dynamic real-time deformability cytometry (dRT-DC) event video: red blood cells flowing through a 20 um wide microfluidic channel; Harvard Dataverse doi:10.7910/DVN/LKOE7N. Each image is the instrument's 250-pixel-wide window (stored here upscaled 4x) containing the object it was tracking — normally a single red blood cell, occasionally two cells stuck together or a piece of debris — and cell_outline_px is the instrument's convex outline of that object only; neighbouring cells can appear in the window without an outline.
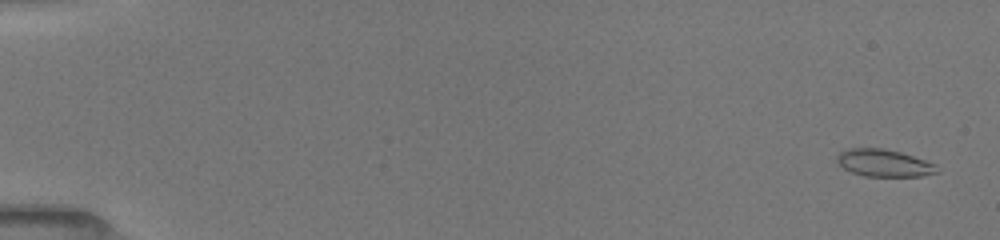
{"species": "common noctule bat (a hibernating species)", "species_latin": "Nyctalus noctula", "temperature_condition": "room temperature", "stored_images_in_passage": 6, "camera_frame_rate_fps": 3000, "um_per_image_px": 0.085, "animal": {"sex": "female", "body_mass_g": 19.5, "forearm_length_mm": 54.1}, "frame": {"image": 1, "passage_image": 1, "time_ms": 0.0, "image_size_px": [1000, 240], "cell_outline_px": [[940, 172], [920, 176], [864, 176], [852, 172], [844, 168], [836, 160], [836, 156], [840, 152], [848, 148], [884, 148], [900, 152], [936, 164]], "centroid_in_image_um": [75.14, 13.85], "position_along_channel_um": 9.9, "area_um2": 15.84}}
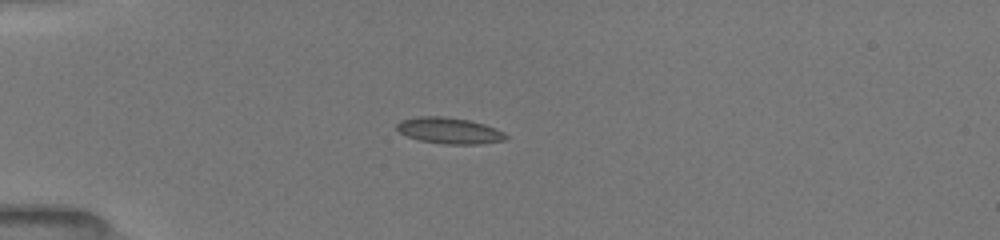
{"frame": {"image": 2, "passage_image": 4, "time_ms": 4.333, "image_size_px": [1000, 240], "cell_outline_px": [[508, 136], [504, 140], [480, 144], [444, 144], [420, 140], [408, 136], [400, 132], [396, 128], [396, 124], [400, 120], [420, 116], [440, 116], [468, 120], [484, 124], [496, 128], [504, 132]], "centroid_in_image_um": [38.19, 11.1], "position_along_channel_um": 46.8, "area_um2": 16.53}}
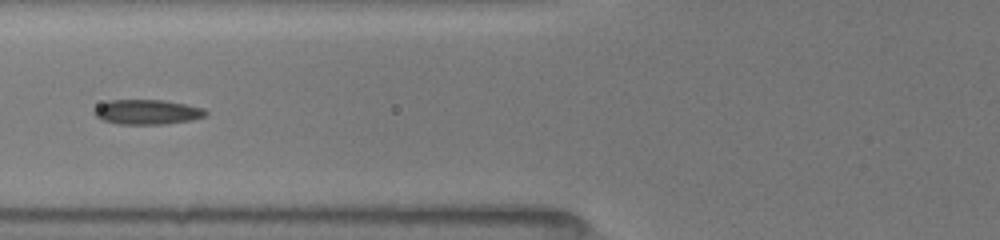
{"frame": {"image": 3, "passage_image": 6, "time_ms": 6.667, "image_size_px": [1000, 240], "cell_outline_px": [[208, 112], [204, 116], [192, 120], [164, 124], [116, 124], [104, 120], [96, 116], [92, 112], [100, 104], [108, 100], [164, 100], [204, 108]], "centroid_in_image_um": [12.51, 9.52], "position_along_channel_um": 113.3, "area_um2": 16.07}}